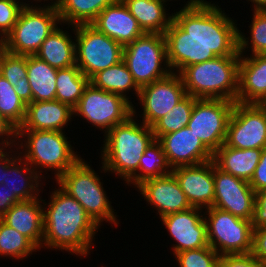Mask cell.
Returning a JSON list of instances; mask_svg holds the SVG:
<instances>
[{"label": "cell", "mask_w": 266, "mask_h": 267, "mask_svg": "<svg viewBox=\"0 0 266 267\" xmlns=\"http://www.w3.org/2000/svg\"><path fill=\"white\" fill-rule=\"evenodd\" d=\"M144 33H161L168 29L173 14L165 0H122ZM167 10V11H166ZM169 11V12H168Z\"/></svg>", "instance_id": "4316f807"}, {"label": "cell", "mask_w": 266, "mask_h": 267, "mask_svg": "<svg viewBox=\"0 0 266 267\" xmlns=\"http://www.w3.org/2000/svg\"><path fill=\"white\" fill-rule=\"evenodd\" d=\"M20 200L4 184H0V218Z\"/></svg>", "instance_id": "f6af8a7d"}, {"label": "cell", "mask_w": 266, "mask_h": 267, "mask_svg": "<svg viewBox=\"0 0 266 267\" xmlns=\"http://www.w3.org/2000/svg\"><path fill=\"white\" fill-rule=\"evenodd\" d=\"M251 11H253V18H251V23L248 26L250 32L248 37L245 32H241L239 29L240 56L266 54V10L251 9Z\"/></svg>", "instance_id": "d6a6232c"}, {"label": "cell", "mask_w": 266, "mask_h": 267, "mask_svg": "<svg viewBox=\"0 0 266 267\" xmlns=\"http://www.w3.org/2000/svg\"><path fill=\"white\" fill-rule=\"evenodd\" d=\"M251 254L259 261L266 258V225H254Z\"/></svg>", "instance_id": "b9f144b4"}, {"label": "cell", "mask_w": 266, "mask_h": 267, "mask_svg": "<svg viewBox=\"0 0 266 267\" xmlns=\"http://www.w3.org/2000/svg\"><path fill=\"white\" fill-rule=\"evenodd\" d=\"M88 84L89 78L76 65L57 69L56 100L74 109Z\"/></svg>", "instance_id": "4dcf8cb0"}, {"label": "cell", "mask_w": 266, "mask_h": 267, "mask_svg": "<svg viewBox=\"0 0 266 267\" xmlns=\"http://www.w3.org/2000/svg\"><path fill=\"white\" fill-rule=\"evenodd\" d=\"M73 112L75 118H82V122L87 121L105 135L132 115V104L123 96L96 88L89 82Z\"/></svg>", "instance_id": "30bf717a"}, {"label": "cell", "mask_w": 266, "mask_h": 267, "mask_svg": "<svg viewBox=\"0 0 266 267\" xmlns=\"http://www.w3.org/2000/svg\"><path fill=\"white\" fill-rule=\"evenodd\" d=\"M158 141L166 154L169 165H198L213 160V153L203 144L192 130L185 126L182 129L162 135Z\"/></svg>", "instance_id": "d6986e66"}, {"label": "cell", "mask_w": 266, "mask_h": 267, "mask_svg": "<svg viewBox=\"0 0 266 267\" xmlns=\"http://www.w3.org/2000/svg\"><path fill=\"white\" fill-rule=\"evenodd\" d=\"M234 104L225 99H197L194 103L187 126L213 154L224 144Z\"/></svg>", "instance_id": "5bb4252c"}, {"label": "cell", "mask_w": 266, "mask_h": 267, "mask_svg": "<svg viewBox=\"0 0 266 267\" xmlns=\"http://www.w3.org/2000/svg\"><path fill=\"white\" fill-rule=\"evenodd\" d=\"M14 89L17 95L26 105L32 102V92L29 81H21L17 83Z\"/></svg>", "instance_id": "bcb514c9"}, {"label": "cell", "mask_w": 266, "mask_h": 267, "mask_svg": "<svg viewBox=\"0 0 266 267\" xmlns=\"http://www.w3.org/2000/svg\"><path fill=\"white\" fill-rule=\"evenodd\" d=\"M196 100L197 98L187 94L166 115L160 118L152 126L155 139L158 140L162 135L178 131L187 126Z\"/></svg>", "instance_id": "e575fe53"}, {"label": "cell", "mask_w": 266, "mask_h": 267, "mask_svg": "<svg viewBox=\"0 0 266 267\" xmlns=\"http://www.w3.org/2000/svg\"><path fill=\"white\" fill-rule=\"evenodd\" d=\"M218 267H262V264L251 253L225 254L220 256Z\"/></svg>", "instance_id": "ab89813d"}, {"label": "cell", "mask_w": 266, "mask_h": 267, "mask_svg": "<svg viewBox=\"0 0 266 267\" xmlns=\"http://www.w3.org/2000/svg\"><path fill=\"white\" fill-rule=\"evenodd\" d=\"M214 203L212 207L254 222L256 192L248 181L219 169L213 161Z\"/></svg>", "instance_id": "9a60e30c"}, {"label": "cell", "mask_w": 266, "mask_h": 267, "mask_svg": "<svg viewBox=\"0 0 266 267\" xmlns=\"http://www.w3.org/2000/svg\"><path fill=\"white\" fill-rule=\"evenodd\" d=\"M123 48L91 24L75 26L76 66L89 79L122 61Z\"/></svg>", "instance_id": "8fae6325"}, {"label": "cell", "mask_w": 266, "mask_h": 267, "mask_svg": "<svg viewBox=\"0 0 266 267\" xmlns=\"http://www.w3.org/2000/svg\"><path fill=\"white\" fill-rule=\"evenodd\" d=\"M14 1H23V3L25 4V0H14Z\"/></svg>", "instance_id": "f5cc1de1"}, {"label": "cell", "mask_w": 266, "mask_h": 267, "mask_svg": "<svg viewBox=\"0 0 266 267\" xmlns=\"http://www.w3.org/2000/svg\"><path fill=\"white\" fill-rule=\"evenodd\" d=\"M63 26L65 27L64 24H60L41 44L39 51L35 54L55 69L76 65L75 26L66 24L65 30H63ZM66 29L71 32L69 33Z\"/></svg>", "instance_id": "d4e9b609"}, {"label": "cell", "mask_w": 266, "mask_h": 267, "mask_svg": "<svg viewBox=\"0 0 266 267\" xmlns=\"http://www.w3.org/2000/svg\"><path fill=\"white\" fill-rule=\"evenodd\" d=\"M135 190L152 206V210L155 208L158 218L191 208L185 193L172 173L145 180Z\"/></svg>", "instance_id": "e0dca14e"}, {"label": "cell", "mask_w": 266, "mask_h": 267, "mask_svg": "<svg viewBox=\"0 0 266 267\" xmlns=\"http://www.w3.org/2000/svg\"><path fill=\"white\" fill-rule=\"evenodd\" d=\"M246 2H251L250 7L252 5L253 10H266V0H246Z\"/></svg>", "instance_id": "c3c4849f"}, {"label": "cell", "mask_w": 266, "mask_h": 267, "mask_svg": "<svg viewBox=\"0 0 266 267\" xmlns=\"http://www.w3.org/2000/svg\"><path fill=\"white\" fill-rule=\"evenodd\" d=\"M6 170V150H0V184H3Z\"/></svg>", "instance_id": "7dc6e473"}, {"label": "cell", "mask_w": 266, "mask_h": 267, "mask_svg": "<svg viewBox=\"0 0 266 267\" xmlns=\"http://www.w3.org/2000/svg\"><path fill=\"white\" fill-rule=\"evenodd\" d=\"M60 24L56 5L27 4L1 46L16 55H35Z\"/></svg>", "instance_id": "52a82bcc"}, {"label": "cell", "mask_w": 266, "mask_h": 267, "mask_svg": "<svg viewBox=\"0 0 266 267\" xmlns=\"http://www.w3.org/2000/svg\"><path fill=\"white\" fill-rule=\"evenodd\" d=\"M0 75L13 87L21 81H28L27 55H16L0 46Z\"/></svg>", "instance_id": "8d00e7d4"}, {"label": "cell", "mask_w": 266, "mask_h": 267, "mask_svg": "<svg viewBox=\"0 0 266 267\" xmlns=\"http://www.w3.org/2000/svg\"><path fill=\"white\" fill-rule=\"evenodd\" d=\"M186 95L181 76L171 72L168 76L140 88L136 100L141 110L136 112L137 105L133 104L132 115L142 118L141 122L152 127Z\"/></svg>", "instance_id": "7c38bea8"}, {"label": "cell", "mask_w": 266, "mask_h": 267, "mask_svg": "<svg viewBox=\"0 0 266 267\" xmlns=\"http://www.w3.org/2000/svg\"><path fill=\"white\" fill-rule=\"evenodd\" d=\"M89 82L96 88L123 96L132 105V95L129 92H133L132 94H135L133 96L138 97L140 91L123 60L97 72L89 79Z\"/></svg>", "instance_id": "83f0119b"}, {"label": "cell", "mask_w": 266, "mask_h": 267, "mask_svg": "<svg viewBox=\"0 0 266 267\" xmlns=\"http://www.w3.org/2000/svg\"><path fill=\"white\" fill-rule=\"evenodd\" d=\"M165 1H172V2H175V1H179V0H165ZM201 0H188L187 2L184 1V5L182 4L181 6L182 7H189V6H192V5H195L197 3H199Z\"/></svg>", "instance_id": "f907efd6"}, {"label": "cell", "mask_w": 266, "mask_h": 267, "mask_svg": "<svg viewBox=\"0 0 266 267\" xmlns=\"http://www.w3.org/2000/svg\"><path fill=\"white\" fill-rule=\"evenodd\" d=\"M115 0H57L56 8L61 24H91Z\"/></svg>", "instance_id": "f546056e"}, {"label": "cell", "mask_w": 266, "mask_h": 267, "mask_svg": "<svg viewBox=\"0 0 266 267\" xmlns=\"http://www.w3.org/2000/svg\"><path fill=\"white\" fill-rule=\"evenodd\" d=\"M123 61L139 88L172 72L167 61L165 37L161 33H145L124 46Z\"/></svg>", "instance_id": "ba28073f"}, {"label": "cell", "mask_w": 266, "mask_h": 267, "mask_svg": "<svg viewBox=\"0 0 266 267\" xmlns=\"http://www.w3.org/2000/svg\"><path fill=\"white\" fill-rule=\"evenodd\" d=\"M103 136L99 172L108 175L111 173L116 179L124 180L125 186L136 188L139 160L155 140L152 127L131 115L124 123L115 125Z\"/></svg>", "instance_id": "3957f363"}, {"label": "cell", "mask_w": 266, "mask_h": 267, "mask_svg": "<svg viewBox=\"0 0 266 267\" xmlns=\"http://www.w3.org/2000/svg\"><path fill=\"white\" fill-rule=\"evenodd\" d=\"M65 133V131L50 130H17L16 147L19 155L45 181L48 171L54 174V178L51 176L49 179L56 181L82 158L78 154L80 152L77 150L75 152L70 137Z\"/></svg>", "instance_id": "277c9868"}, {"label": "cell", "mask_w": 266, "mask_h": 267, "mask_svg": "<svg viewBox=\"0 0 266 267\" xmlns=\"http://www.w3.org/2000/svg\"><path fill=\"white\" fill-rule=\"evenodd\" d=\"M182 191L191 205L207 209L214 203L213 160L188 166H178L172 169Z\"/></svg>", "instance_id": "ac0fdd59"}, {"label": "cell", "mask_w": 266, "mask_h": 267, "mask_svg": "<svg viewBox=\"0 0 266 267\" xmlns=\"http://www.w3.org/2000/svg\"><path fill=\"white\" fill-rule=\"evenodd\" d=\"M254 225H266V189L256 193Z\"/></svg>", "instance_id": "ee69618b"}, {"label": "cell", "mask_w": 266, "mask_h": 267, "mask_svg": "<svg viewBox=\"0 0 266 267\" xmlns=\"http://www.w3.org/2000/svg\"><path fill=\"white\" fill-rule=\"evenodd\" d=\"M51 1V2H50ZM27 2V3H26ZM31 2V3H30ZM41 2H43V3H41ZM46 2V3H45ZM38 4L39 3V5H41V4H43L44 5V3L46 4V5H55L56 3H57V0H31V1H29V0H25V5H27V4Z\"/></svg>", "instance_id": "681fc988"}, {"label": "cell", "mask_w": 266, "mask_h": 267, "mask_svg": "<svg viewBox=\"0 0 266 267\" xmlns=\"http://www.w3.org/2000/svg\"><path fill=\"white\" fill-rule=\"evenodd\" d=\"M57 183L49 201L42 199L44 231L42 249L68 252L78 258L87 257L95 246L99 227L83 206L65 192ZM54 190V191H53Z\"/></svg>", "instance_id": "7a4b0ae2"}, {"label": "cell", "mask_w": 266, "mask_h": 267, "mask_svg": "<svg viewBox=\"0 0 266 267\" xmlns=\"http://www.w3.org/2000/svg\"><path fill=\"white\" fill-rule=\"evenodd\" d=\"M0 219L42 250L44 231L42 196L15 203Z\"/></svg>", "instance_id": "7402d4cb"}, {"label": "cell", "mask_w": 266, "mask_h": 267, "mask_svg": "<svg viewBox=\"0 0 266 267\" xmlns=\"http://www.w3.org/2000/svg\"><path fill=\"white\" fill-rule=\"evenodd\" d=\"M24 6L23 1L0 0V42L12 31Z\"/></svg>", "instance_id": "f35d334b"}, {"label": "cell", "mask_w": 266, "mask_h": 267, "mask_svg": "<svg viewBox=\"0 0 266 267\" xmlns=\"http://www.w3.org/2000/svg\"><path fill=\"white\" fill-rule=\"evenodd\" d=\"M204 218L209 246L220 256L251 253L254 222L216 207L205 209Z\"/></svg>", "instance_id": "9c48e42d"}, {"label": "cell", "mask_w": 266, "mask_h": 267, "mask_svg": "<svg viewBox=\"0 0 266 267\" xmlns=\"http://www.w3.org/2000/svg\"><path fill=\"white\" fill-rule=\"evenodd\" d=\"M43 181L45 182L44 178L19 155L17 147L6 150V170L3 184L20 201L40 197L44 190L43 186L47 185Z\"/></svg>", "instance_id": "ffe728a7"}, {"label": "cell", "mask_w": 266, "mask_h": 267, "mask_svg": "<svg viewBox=\"0 0 266 267\" xmlns=\"http://www.w3.org/2000/svg\"><path fill=\"white\" fill-rule=\"evenodd\" d=\"M261 153L262 149H237L223 144L213 154V161L222 171L250 182Z\"/></svg>", "instance_id": "484cf974"}, {"label": "cell", "mask_w": 266, "mask_h": 267, "mask_svg": "<svg viewBox=\"0 0 266 267\" xmlns=\"http://www.w3.org/2000/svg\"><path fill=\"white\" fill-rule=\"evenodd\" d=\"M213 1L179 7L164 32L172 72L218 56H240L239 28L234 17ZM180 9V10H179ZM223 9V10H222Z\"/></svg>", "instance_id": "6da1fadb"}, {"label": "cell", "mask_w": 266, "mask_h": 267, "mask_svg": "<svg viewBox=\"0 0 266 267\" xmlns=\"http://www.w3.org/2000/svg\"><path fill=\"white\" fill-rule=\"evenodd\" d=\"M91 25L123 47L145 34L122 0L108 5Z\"/></svg>", "instance_id": "44dd1931"}, {"label": "cell", "mask_w": 266, "mask_h": 267, "mask_svg": "<svg viewBox=\"0 0 266 267\" xmlns=\"http://www.w3.org/2000/svg\"><path fill=\"white\" fill-rule=\"evenodd\" d=\"M224 145L237 149L266 147V104L235 102Z\"/></svg>", "instance_id": "4fadbf2b"}, {"label": "cell", "mask_w": 266, "mask_h": 267, "mask_svg": "<svg viewBox=\"0 0 266 267\" xmlns=\"http://www.w3.org/2000/svg\"><path fill=\"white\" fill-rule=\"evenodd\" d=\"M237 102L266 104V54L240 56Z\"/></svg>", "instance_id": "cb8c5ba5"}, {"label": "cell", "mask_w": 266, "mask_h": 267, "mask_svg": "<svg viewBox=\"0 0 266 267\" xmlns=\"http://www.w3.org/2000/svg\"><path fill=\"white\" fill-rule=\"evenodd\" d=\"M26 107L14 87L0 75V115L18 130L25 119Z\"/></svg>", "instance_id": "d590c367"}, {"label": "cell", "mask_w": 266, "mask_h": 267, "mask_svg": "<svg viewBox=\"0 0 266 267\" xmlns=\"http://www.w3.org/2000/svg\"><path fill=\"white\" fill-rule=\"evenodd\" d=\"M17 146V129L0 115V150Z\"/></svg>", "instance_id": "60d3db41"}, {"label": "cell", "mask_w": 266, "mask_h": 267, "mask_svg": "<svg viewBox=\"0 0 266 267\" xmlns=\"http://www.w3.org/2000/svg\"><path fill=\"white\" fill-rule=\"evenodd\" d=\"M160 222L174 240L170 247L173 256L181 251L209 246L204 210L191 207L160 218Z\"/></svg>", "instance_id": "2e32d148"}, {"label": "cell", "mask_w": 266, "mask_h": 267, "mask_svg": "<svg viewBox=\"0 0 266 267\" xmlns=\"http://www.w3.org/2000/svg\"><path fill=\"white\" fill-rule=\"evenodd\" d=\"M262 267H266V258L261 260Z\"/></svg>", "instance_id": "816d5d0a"}, {"label": "cell", "mask_w": 266, "mask_h": 267, "mask_svg": "<svg viewBox=\"0 0 266 267\" xmlns=\"http://www.w3.org/2000/svg\"><path fill=\"white\" fill-rule=\"evenodd\" d=\"M36 252L40 250L27 237L0 219V258L8 257L20 262Z\"/></svg>", "instance_id": "1f68e13d"}, {"label": "cell", "mask_w": 266, "mask_h": 267, "mask_svg": "<svg viewBox=\"0 0 266 267\" xmlns=\"http://www.w3.org/2000/svg\"><path fill=\"white\" fill-rule=\"evenodd\" d=\"M239 64L240 56H218L187 66L179 75L192 97L237 102Z\"/></svg>", "instance_id": "5b68a950"}, {"label": "cell", "mask_w": 266, "mask_h": 267, "mask_svg": "<svg viewBox=\"0 0 266 267\" xmlns=\"http://www.w3.org/2000/svg\"><path fill=\"white\" fill-rule=\"evenodd\" d=\"M172 173L161 143L155 139L142 154L138 166V185L145 180Z\"/></svg>", "instance_id": "836d02e7"}, {"label": "cell", "mask_w": 266, "mask_h": 267, "mask_svg": "<svg viewBox=\"0 0 266 267\" xmlns=\"http://www.w3.org/2000/svg\"><path fill=\"white\" fill-rule=\"evenodd\" d=\"M74 120L73 109L57 100L32 101L27 104L25 119L18 130L65 131Z\"/></svg>", "instance_id": "603a6c76"}, {"label": "cell", "mask_w": 266, "mask_h": 267, "mask_svg": "<svg viewBox=\"0 0 266 267\" xmlns=\"http://www.w3.org/2000/svg\"><path fill=\"white\" fill-rule=\"evenodd\" d=\"M88 163L90 162L81 158L55 182L83 206L99 227L104 221V224L109 223L111 227H118L121 219L117 217V212L109 201L103 178L91 167L92 164Z\"/></svg>", "instance_id": "8992f818"}, {"label": "cell", "mask_w": 266, "mask_h": 267, "mask_svg": "<svg viewBox=\"0 0 266 267\" xmlns=\"http://www.w3.org/2000/svg\"><path fill=\"white\" fill-rule=\"evenodd\" d=\"M249 184L256 193L266 189V147L262 149L261 158Z\"/></svg>", "instance_id": "7bdbcfd3"}, {"label": "cell", "mask_w": 266, "mask_h": 267, "mask_svg": "<svg viewBox=\"0 0 266 267\" xmlns=\"http://www.w3.org/2000/svg\"><path fill=\"white\" fill-rule=\"evenodd\" d=\"M27 77L32 101L56 100L57 69L35 55H27Z\"/></svg>", "instance_id": "f1b7e54d"}, {"label": "cell", "mask_w": 266, "mask_h": 267, "mask_svg": "<svg viewBox=\"0 0 266 267\" xmlns=\"http://www.w3.org/2000/svg\"><path fill=\"white\" fill-rule=\"evenodd\" d=\"M174 259L179 267H218L220 255L211 247L181 251Z\"/></svg>", "instance_id": "74e56055"}]
</instances>
